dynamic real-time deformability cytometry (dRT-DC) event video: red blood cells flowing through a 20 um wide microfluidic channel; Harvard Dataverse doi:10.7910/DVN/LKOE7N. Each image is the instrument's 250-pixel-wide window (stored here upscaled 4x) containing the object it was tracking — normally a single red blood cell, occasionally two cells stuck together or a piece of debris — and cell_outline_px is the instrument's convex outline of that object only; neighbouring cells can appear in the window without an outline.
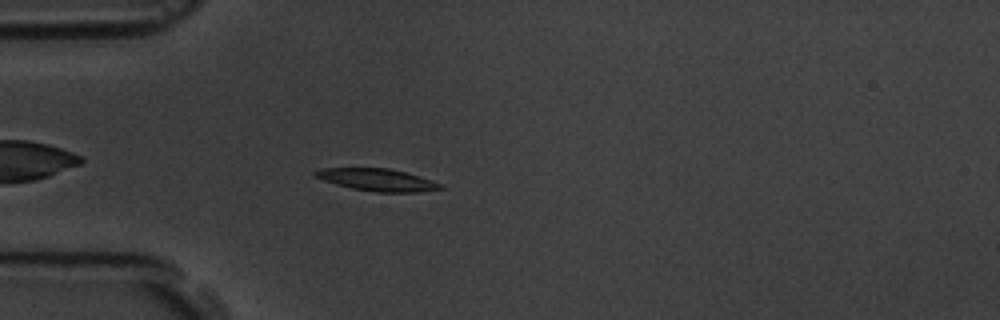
{"species": "common noctule bat (a hibernating species)", "species_latin": "Nyctalus noctula", "temperature_condition": "room temperature", "stored_images_in_passage": 46, "camera_frame_rate_fps": 3000, "um_per_image_px": 0.085, "animal": {"sex": "male", "body_mass_g": 19.5, "forearm_length_mm": 54.6}, "frame": {"image": 1, "passage_image": 5, "time_ms": 1.333, "image_size_px": [1000, 320], "cell_outline_px": [[444, 188], [416, 192], [376, 192], [352, 188], [336, 184], [312, 176], [312, 172], [324, 168], [388, 168], [420, 176], [444, 184]], "centroid_in_image_um": [32.07, 15.28], "position_along_channel_um": 52.9, "area_um2": 16.18}}
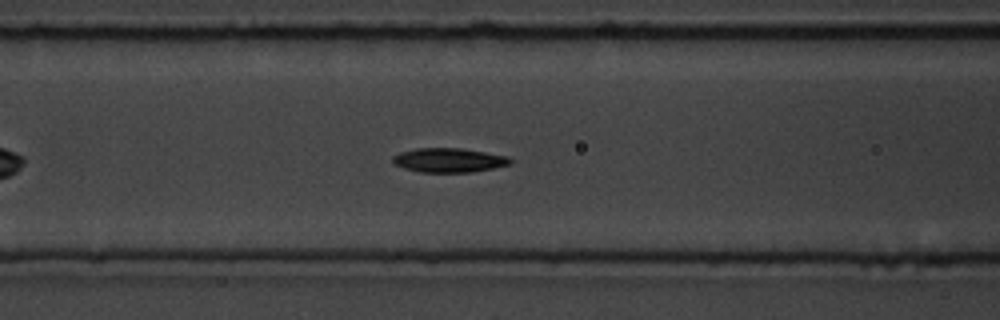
{"frame": {"image": 2, "passage_image": 12, "time_ms": 3.667, "image_size_px": [1000, 320], "cell_outline_px": [[512, 164], [472, 172], [420, 172], [404, 168], [396, 164], [392, 160], [392, 156], [400, 152], [416, 148], [460, 148], [508, 156], [512, 160]], "centroid_in_image_um": [38.16, 13.61], "position_along_channel_um": 128.4, "area_um2": 16.53}}
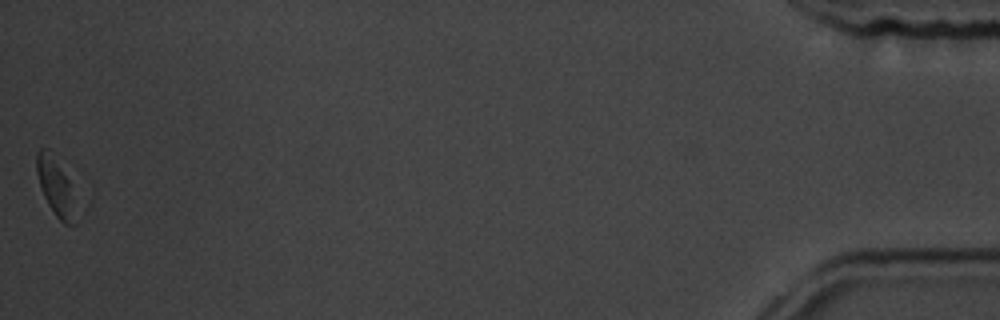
{"frame": {"image": 3, "passage_image": 45, "time_ms": 14.667, "image_size_px": [1000, 320], "cell_outline_px": [[76, 224], [72, 228], [64, 224], [56, 216], [48, 204], [44, 196], [36, 172], [36, 152], [40, 148], [48, 148], [68, 180]], "centroid_in_image_um": [4.68, 15.88], "position_along_channel_um": 430.5, "area_um2": 12.6}, "authors_computed_cell_mechanics": {"area_um2": 16.3863, "velocity_mm_per_s": 3.6248, "shape_relaxation_time_tau1_ms": 1.8537, "shape_relaxation_time_tau2_ms": 6.7184, "deformation_change_tau1": 0.118, "deformation_change_tau2": 0.1522}}